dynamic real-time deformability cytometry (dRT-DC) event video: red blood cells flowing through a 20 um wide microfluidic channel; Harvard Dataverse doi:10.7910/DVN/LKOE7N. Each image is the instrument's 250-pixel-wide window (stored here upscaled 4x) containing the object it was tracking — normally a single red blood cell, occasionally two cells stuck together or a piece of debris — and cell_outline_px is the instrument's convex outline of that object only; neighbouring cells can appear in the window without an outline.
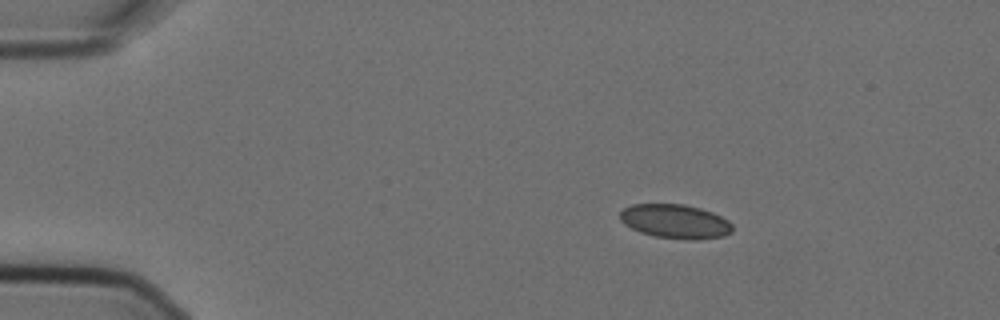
{"species": "Egyptian fruit bat (a non-hibernating species)", "species_latin": "Rousettus aegyptiacus", "temperature_condition": "cold", "stored_images_in_passage": 3, "camera_frame_rate_fps": 3000, "um_per_image_px": 0.085, "animal": {"sex": "female"}, "frame": {"image": 1, "passage_image": 3, "time_ms": 0.667, "image_size_px": [1000, 320], "cell_outline_px": [[732, 232], [724, 236], [696, 240], [688, 240], [656, 236], [640, 232], [624, 224], [620, 220], [620, 212], [624, 208], [632, 204], [684, 204], [700, 208], [712, 212], [728, 220], [732, 224]], "centroid_in_image_um": [57.4, 18.82], "position_along_channel_um": 27.6, "area_um2": 22.37}}